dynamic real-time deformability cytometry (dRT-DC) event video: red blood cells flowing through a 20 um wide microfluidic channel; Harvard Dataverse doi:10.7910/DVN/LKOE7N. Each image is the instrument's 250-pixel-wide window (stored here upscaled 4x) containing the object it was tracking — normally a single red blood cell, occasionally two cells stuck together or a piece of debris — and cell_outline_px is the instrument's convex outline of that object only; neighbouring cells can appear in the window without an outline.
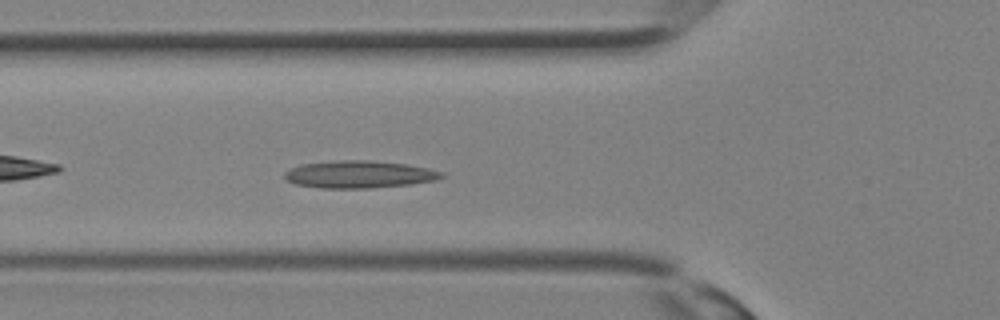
{"species": "Egyptian fruit bat (a non-hibernating species)", "species_latin": "Rousettus aegyptiacus", "temperature_condition": "room temperature", "stored_images_in_passage": 30, "camera_frame_rate_fps": 3000, "um_per_image_px": 0.085, "animal": {"sex": "female"}, "frame": {"image": 1, "passage_image": 9, "time_ms": 2.667, "image_size_px": [1000, 320], "cell_outline_px": [[444, 176], [436, 180], [412, 184], [368, 188], [320, 188], [296, 184], [288, 180], [284, 176], [284, 172], [288, 168], [300, 164], [336, 160], [372, 160], [408, 164], [428, 168], [444, 172]], "centroid_in_image_um": [30.53, 14.81], "position_along_channel_um": 95.3, "area_um2": 25.26}}
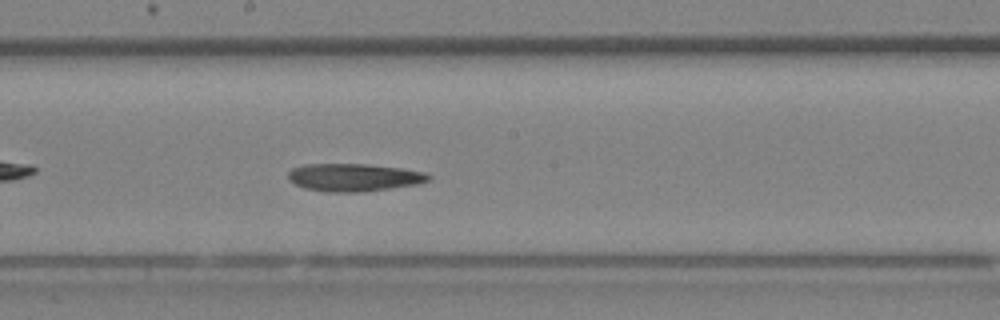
{"frame": {"image": 2, "passage_image": 15, "time_ms": 4.667, "image_size_px": [1000, 320], "cell_outline_px": [[432, 176], [428, 180], [420, 184], [364, 192], [328, 192], [304, 188], [288, 180], [288, 172], [292, 168], [304, 164], [368, 164], [400, 168], [424, 172]], "centroid_in_image_um": [30.08, 15.08], "position_along_channel_um": 218.1, "area_um2": 22.83}}
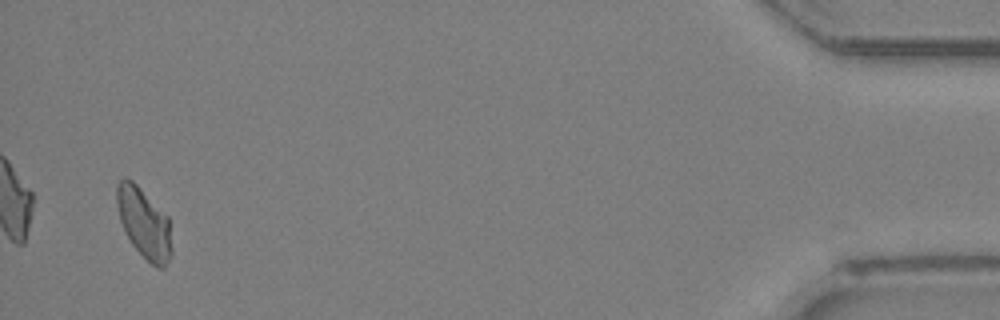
{"frame": {"image": 3, "passage_image": 29, "time_ms": 9.333, "image_size_px": [1000, 320], "cell_outline_px": [[172, 256], [164, 268], [156, 268], [132, 244], [120, 220], [116, 200], [116, 184], [124, 176], [132, 180], [168, 216], [172, 248]], "centroid_in_image_um": [12.26, 18.96], "position_along_channel_um": 422.9, "area_um2": 22.31}}